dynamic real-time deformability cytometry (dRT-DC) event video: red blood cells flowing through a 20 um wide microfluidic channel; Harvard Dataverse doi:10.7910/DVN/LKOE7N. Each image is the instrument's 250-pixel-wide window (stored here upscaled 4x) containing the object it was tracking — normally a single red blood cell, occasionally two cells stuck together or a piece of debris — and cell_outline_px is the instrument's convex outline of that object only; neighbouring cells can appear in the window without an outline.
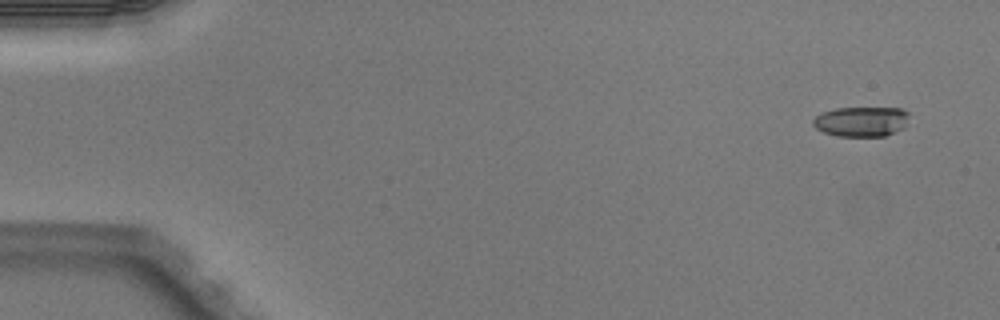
{"species": "Egyptian fruit bat (a non-hibernating species)", "species_latin": "Rousettus aegyptiacus", "temperature_condition": "warm", "stored_images_in_passage": 5, "camera_frame_rate_fps": 3000, "um_per_image_px": 0.085, "animal": {"sex": "male"}, "frame": {"image": 1, "passage_image": 1, "time_ms": 0.0, "image_size_px": [1000, 320], "cell_outline_px": [[908, 116], [904, 128], [896, 132], [884, 136], [836, 136], [824, 132], [816, 128], [812, 124], [812, 120], [820, 112], [836, 108], [900, 108], [908, 112]], "centroid_in_image_um": [73.19, 10.33], "position_along_channel_um": 11.8, "area_um2": 16.88}}
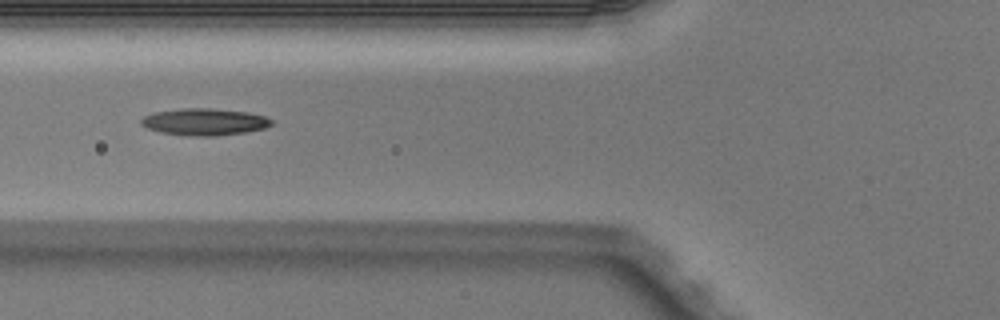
{"frame": {"image": 2, "passage_image": 5, "time_ms": 1.333, "image_size_px": [1000, 320], "cell_outline_px": [[272, 124], [264, 128], [244, 132], [212, 136], [196, 136], [160, 132], [148, 128], [140, 124], [140, 120], [144, 116], [156, 112], [180, 108], [212, 108], [248, 112], [264, 116], [272, 120]], "centroid_in_image_um": [17.37, 10.35], "position_along_channel_um": 108.4, "area_um2": 20.23}}